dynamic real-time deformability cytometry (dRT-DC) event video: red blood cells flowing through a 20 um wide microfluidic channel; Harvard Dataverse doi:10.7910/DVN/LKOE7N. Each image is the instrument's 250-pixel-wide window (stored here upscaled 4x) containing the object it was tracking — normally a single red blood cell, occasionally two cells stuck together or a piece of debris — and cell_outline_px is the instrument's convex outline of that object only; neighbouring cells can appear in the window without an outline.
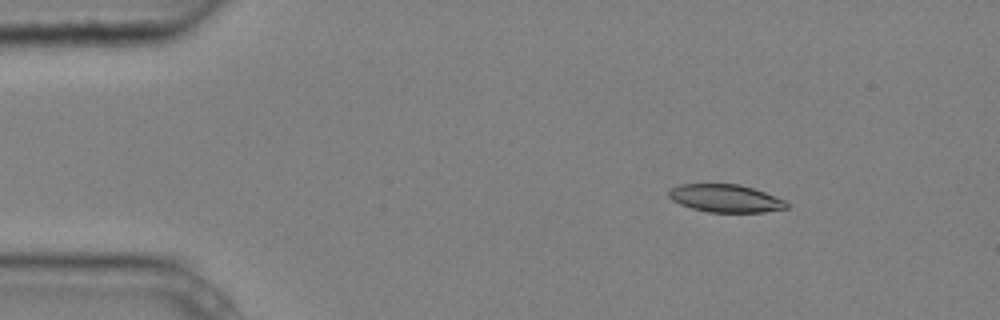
{"species": "common noctule bat (a hibernating species)", "species_latin": "Nyctalus noctula", "temperature_condition": "cold", "stored_images_in_passage": 5, "camera_frame_rate_fps": 3000, "um_per_image_px": 0.085, "animal": {"sex": "male", "body_mass_g": 20.4}, "frame": {"image": 1, "passage_image": 2, "time_ms": 0.333, "image_size_px": [1000, 320], "cell_outline_px": [[788, 208], [764, 212], [708, 212], [692, 208], [680, 204], [672, 200], [668, 196], [668, 192], [672, 188], [680, 184], [740, 184], [776, 196], [784, 200], [788, 204]], "centroid_in_image_um": [61.67, 16.86], "position_along_channel_um": 23.3, "area_um2": 19.02}}